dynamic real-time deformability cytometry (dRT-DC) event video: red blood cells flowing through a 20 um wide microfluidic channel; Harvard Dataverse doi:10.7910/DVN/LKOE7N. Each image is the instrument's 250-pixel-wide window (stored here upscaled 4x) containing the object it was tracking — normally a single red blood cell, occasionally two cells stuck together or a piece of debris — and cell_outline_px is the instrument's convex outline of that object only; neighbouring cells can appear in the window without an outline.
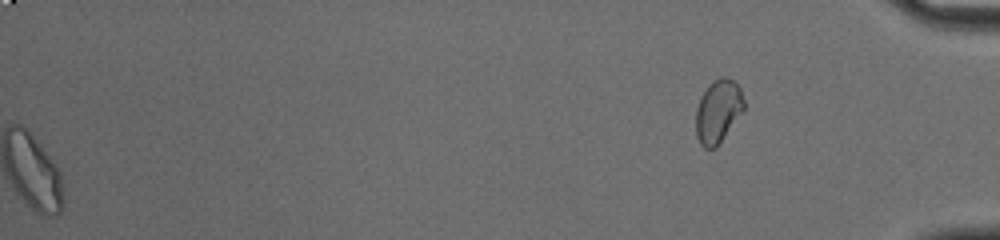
{"species": "common noctule bat (a hibernating species)", "species_latin": "Nyctalus noctula", "temperature_condition": "cold", "stored_images_in_passage": 48, "segment_of_instrument_passage": [2, 2], "camera_frame_rate_fps": 3000, "um_per_image_px": 0.085, "animal": {"sex": "male", "body_mass_g": 20.0, "forearm_length_mm": 53.3}, "frame": {"image": 1, "passage_image": 48, "time_ms": 15.667, "image_size_px": [1000, 240], "cell_outline_px": [[744, 108], [716, 148], [704, 148], [700, 144], [696, 136], [696, 108], [708, 84], [720, 76], [724, 76], [732, 80], [740, 88], [744, 100]], "centroid_in_image_um": [61.02, 9.45], "position_along_channel_um": 374.2, "area_um2": 17.46}}